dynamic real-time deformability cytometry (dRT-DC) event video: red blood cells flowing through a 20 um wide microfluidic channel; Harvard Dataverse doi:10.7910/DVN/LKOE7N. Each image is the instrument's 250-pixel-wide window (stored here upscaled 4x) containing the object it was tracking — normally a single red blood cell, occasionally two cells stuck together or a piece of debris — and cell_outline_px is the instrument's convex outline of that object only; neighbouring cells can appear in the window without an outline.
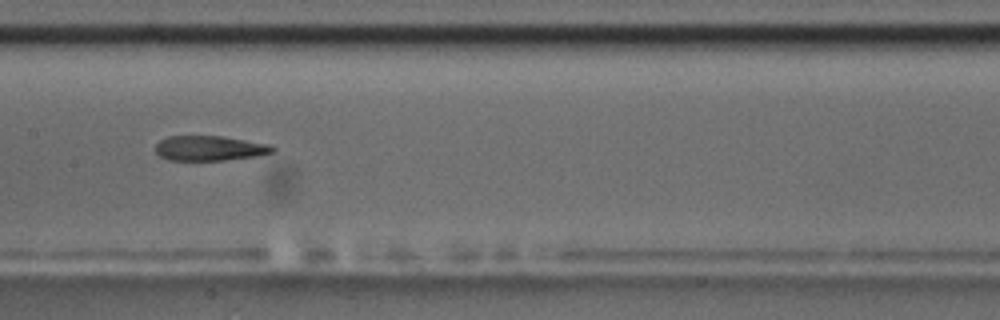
{"species": "common noctule bat (a hibernating species)", "species_latin": "Nyctalus noctula", "temperature_condition": "room temperature", "stored_images_in_passage": 9, "camera_frame_rate_fps": 3000, "um_per_image_px": 0.085, "animal": {"sex": "male", "body_mass_g": 17.5, "forearm_length_mm": 52.3}, "frame": {"image": 1, "passage_image": 7, "time_ms": 8.0, "image_size_px": [1000, 320], "cell_outline_px": [[276, 148], [272, 152], [256, 156], [224, 160], [168, 160], [160, 156], [156, 152], [156, 144], [160, 140], [168, 136], [224, 136], [272, 144]], "centroid_in_image_um": [17.84, 12.59], "position_along_channel_um": 189.6, "area_um2": 17.11}}